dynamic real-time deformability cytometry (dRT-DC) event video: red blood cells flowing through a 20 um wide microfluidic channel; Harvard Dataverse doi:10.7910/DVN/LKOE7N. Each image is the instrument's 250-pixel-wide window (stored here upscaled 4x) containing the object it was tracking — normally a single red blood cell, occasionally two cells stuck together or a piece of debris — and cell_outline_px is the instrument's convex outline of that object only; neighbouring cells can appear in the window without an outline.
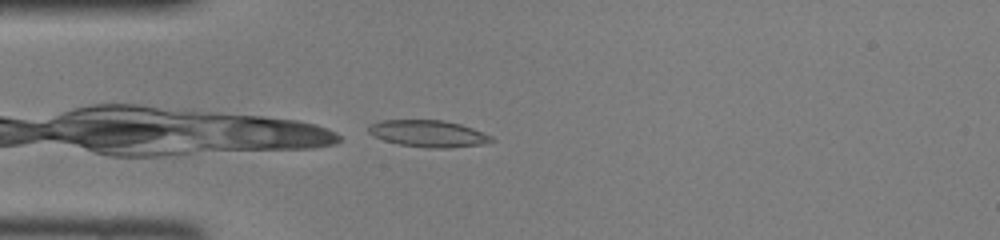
{"species": "common noctule bat (a hibernating species)", "species_latin": "Nyctalus noctula", "temperature_condition": "room temperature", "stored_images_in_passage": 30, "camera_frame_rate_fps": 3000, "um_per_image_px": 0.085, "animal": {"sex": "female", "body_mass_g": 22.0, "forearm_length_mm": 56.7}, "frame": {"image": 1, "passage_image": 1, "time_ms": 0.0, "image_size_px": [1000, 240], "cell_outline_px": [[496, 140], [480, 144], [452, 148], [424, 148], [400, 144], [384, 140], [372, 136], [368, 132], [368, 124], [380, 120], [444, 120], [460, 124], [472, 128], [492, 136]], "centroid_in_image_um": [36.37, 11.35], "position_along_channel_um": 48.6, "area_um2": 19.31}}
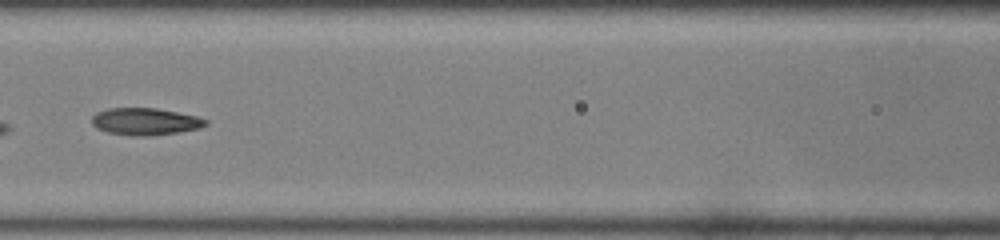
{"frame": {"image": 2, "passage_image": 9, "time_ms": 2.667, "image_size_px": [1000, 240], "cell_outline_px": [[208, 124], [200, 128], [180, 132], [148, 136], [132, 136], [108, 132], [96, 128], [92, 124], [92, 116], [96, 112], [108, 108], [156, 108], [196, 116], [208, 120]], "centroid_in_image_um": [12.34, 10.33], "position_along_channel_um": 154.3, "area_um2": 18.03}}